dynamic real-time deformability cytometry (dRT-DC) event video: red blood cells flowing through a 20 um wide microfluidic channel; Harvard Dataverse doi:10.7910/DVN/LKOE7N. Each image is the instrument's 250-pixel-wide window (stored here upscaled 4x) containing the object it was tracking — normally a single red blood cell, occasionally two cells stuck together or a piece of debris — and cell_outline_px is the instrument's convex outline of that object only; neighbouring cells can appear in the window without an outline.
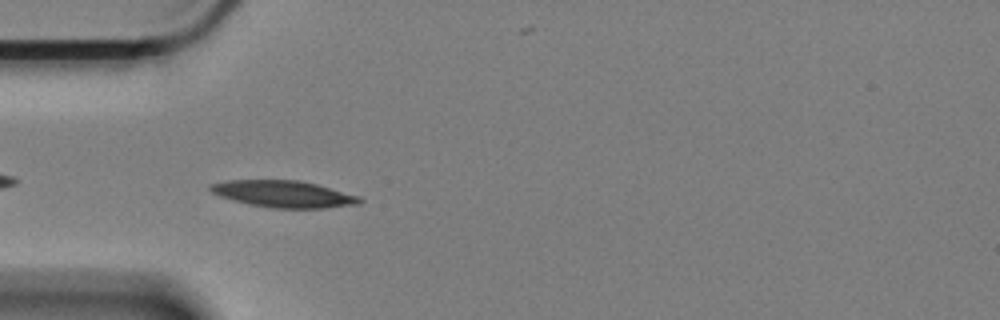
{"species": "Egyptian fruit bat (a non-hibernating species)", "species_latin": "Rousettus aegyptiacus", "temperature_condition": "cold", "stored_images_in_passage": 21, "camera_frame_rate_fps": 3000, "um_per_image_px": 0.085, "animal": {"sex": "female"}, "frame": {"image": 1, "passage_image": 3, "time_ms": 0.667, "image_size_px": [1000, 320], "cell_outline_px": [[364, 200], [360, 204], [324, 208], [272, 208], [248, 204], [232, 200], [220, 196], [212, 192], [208, 188], [208, 184], [228, 180], [300, 180], [316, 184], [356, 196]], "centroid_in_image_um": [24.05, 16.49], "position_along_channel_um": 61.0, "area_um2": 23.18}}
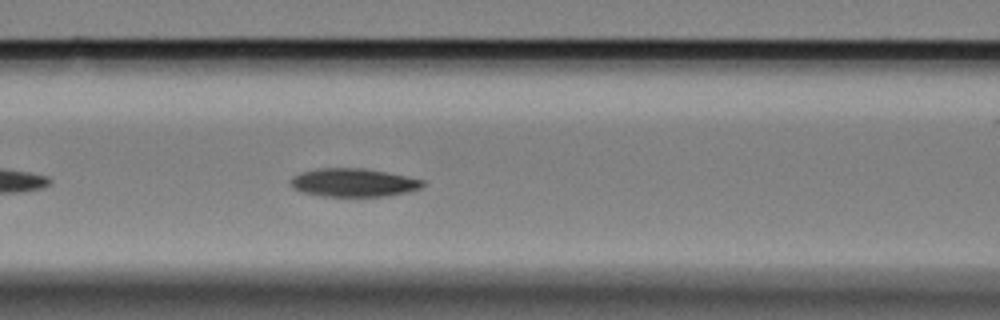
{"frame": {"image": 2, "passage_image": 10, "time_ms": 3.0, "image_size_px": [1000, 320], "cell_outline_px": [[424, 184], [420, 188], [408, 192], [388, 196], [320, 196], [300, 192], [292, 188], [292, 176], [300, 172], [316, 168], [364, 168], [388, 172], [424, 180]], "centroid_in_image_um": [30.03, 15.52], "position_along_channel_um": 136.6, "area_um2": 21.96}}
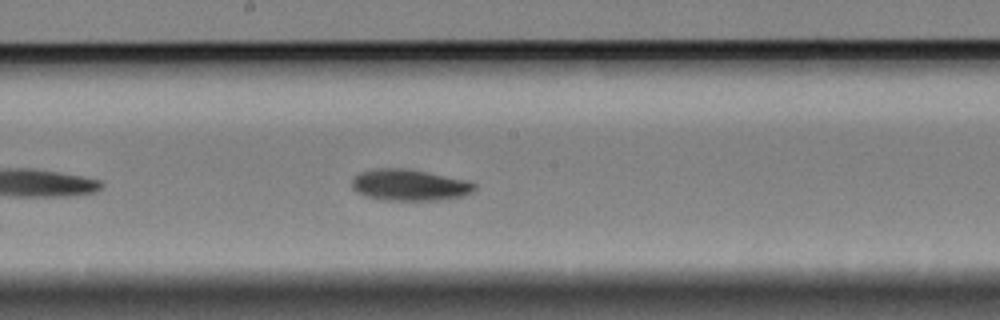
{"frame": {"image": 3, "passage_image": 17, "time_ms": 5.333, "image_size_px": [1000, 320], "cell_outline_px": [[476, 188], [472, 192], [464, 196], [440, 200], [380, 200], [364, 196], [356, 192], [352, 188], [352, 180], [360, 172], [372, 168], [408, 168], [464, 180], [476, 184]], "centroid_in_image_um": [34.76, 15.73], "position_along_channel_um": 213.4, "area_um2": 22.54}}